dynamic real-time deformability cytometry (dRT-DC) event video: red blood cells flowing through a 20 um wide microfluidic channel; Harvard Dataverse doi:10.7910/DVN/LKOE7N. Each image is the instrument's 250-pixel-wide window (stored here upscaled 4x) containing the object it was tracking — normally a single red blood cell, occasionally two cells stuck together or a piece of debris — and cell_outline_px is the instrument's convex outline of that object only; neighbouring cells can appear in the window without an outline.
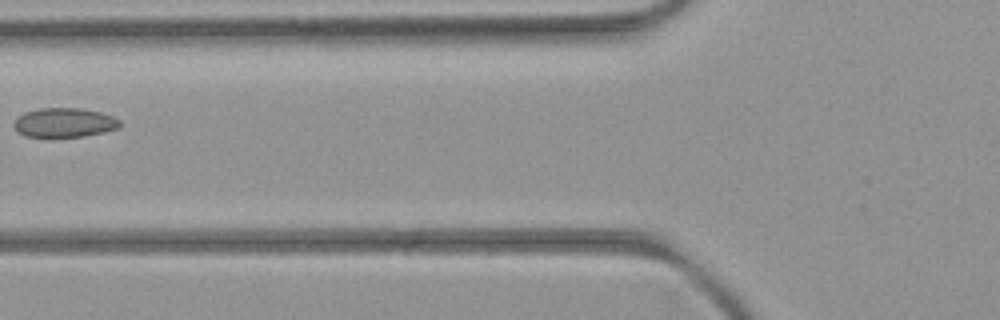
{"species": "common noctule bat (a hibernating species)", "species_latin": "Nyctalus noctula", "temperature_condition": "room temperature", "stored_images_in_passage": 7, "camera_frame_rate_fps": 3000, "um_per_image_px": 0.085, "animal": {"sex": "female", "body_mass_g": 21.9}, "frame": {"image": 1, "passage_image": 7, "time_ms": 6.667, "image_size_px": [1000, 320], "cell_outline_px": [[120, 124], [116, 128], [104, 132], [84, 136], [24, 136], [12, 124], [16, 116], [24, 112], [40, 108], [80, 108], [100, 112], [112, 116], [120, 120]], "centroid_in_image_um": [5.44, 10.4], "position_along_channel_um": 120.4, "area_um2": 17.92}}